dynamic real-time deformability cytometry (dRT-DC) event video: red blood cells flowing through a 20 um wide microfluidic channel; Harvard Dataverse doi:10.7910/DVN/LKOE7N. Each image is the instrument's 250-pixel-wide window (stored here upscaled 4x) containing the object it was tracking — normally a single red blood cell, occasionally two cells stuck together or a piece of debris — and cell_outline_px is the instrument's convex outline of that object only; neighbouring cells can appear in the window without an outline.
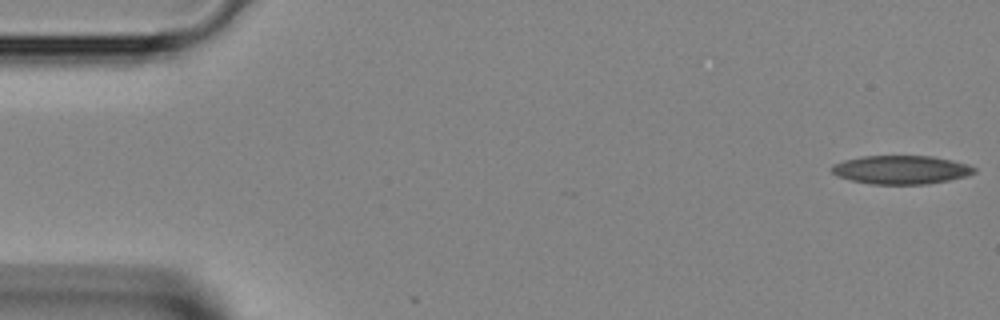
{"species": "Egyptian fruit bat (a non-hibernating species)", "species_latin": "Rousettus aegyptiacus", "temperature_condition": "room temperature", "stored_images_in_passage": 3, "camera_frame_rate_fps": 3000, "um_per_image_px": 0.085, "animal": {"sex": "female"}, "frame": {"image": 1, "passage_image": 1, "time_ms": 0.0, "image_size_px": [1000, 320], "cell_outline_px": [[976, 172], [964, 176], [948, 180], [928, 184], [872, 184], [852, 180], [836, 176], [832, 172], [832, 164], [844, 160], [864, 156], [932, 156], [952, 160], [968, 164], [976, 168]], "centroid_in_image_um": [76.59, 14.42], "position_along_channel_um": 8.4, "area_um2": 23.64}}